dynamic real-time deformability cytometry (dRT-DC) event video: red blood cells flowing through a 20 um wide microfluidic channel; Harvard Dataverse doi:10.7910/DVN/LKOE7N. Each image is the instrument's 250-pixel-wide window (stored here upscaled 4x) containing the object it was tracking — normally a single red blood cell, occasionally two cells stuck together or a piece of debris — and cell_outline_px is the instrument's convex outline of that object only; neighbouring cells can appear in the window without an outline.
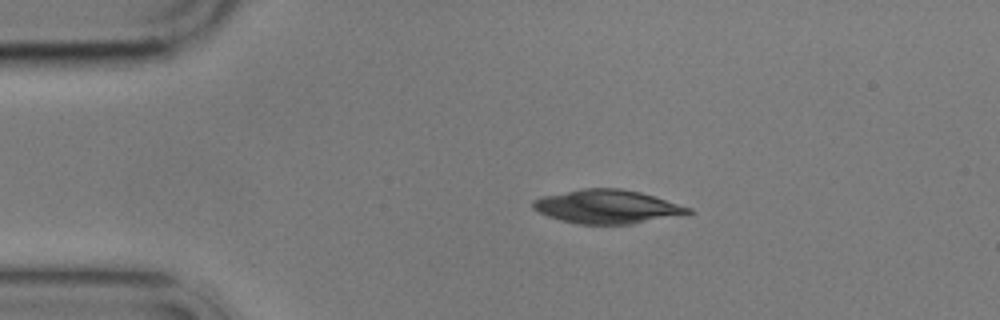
{"species": "common noctule bat (a hibernating species)", "species_latin": "Nyctalus noctula", "temperature_condition": "cold", "stored_images_in_passage": 12, "camera_frame_rate_fps": 3000, "um_per_image_px": 0.085, "animal": {"sex": "male", "body_mass_g": 17.9}, "frame": {"image": 1, "passage_image": 3, "time_ms": 3.333, "image_size_px": [1000, 320], "cell_outline_px": [[696, 212], [688, 216], [632, 224], [580, 224], [560, 220], [548, 216], [532, 208], [532, 200], [544, 196], [584, 188], [620, 188], [640, 192], [692, 208]], "centroid_in_image_um": [51.72, 17.58], "position_along_channel_um": 33.3, "area_um2": 30.81}}